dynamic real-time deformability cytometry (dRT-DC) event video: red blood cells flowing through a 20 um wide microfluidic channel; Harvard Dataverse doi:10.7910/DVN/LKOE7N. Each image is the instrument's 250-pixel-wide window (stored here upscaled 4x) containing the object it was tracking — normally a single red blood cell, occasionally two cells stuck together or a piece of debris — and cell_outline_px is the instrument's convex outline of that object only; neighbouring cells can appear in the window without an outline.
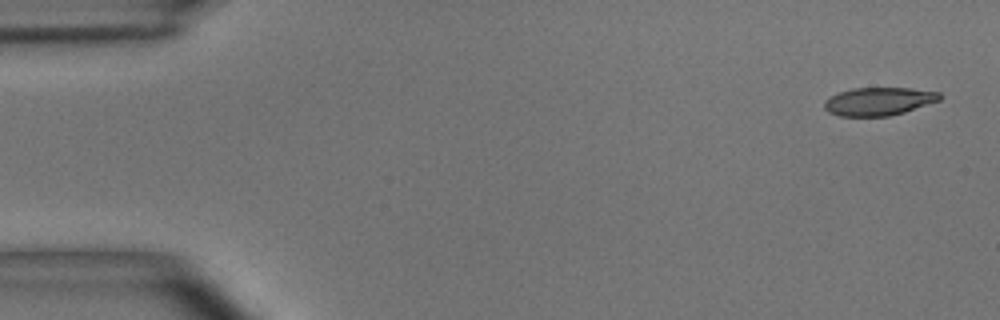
{"species": "common noctule bat (a hibernating species)", "species_latin": "Nyctalus noctula", "temperature_condition": "room temperature", "stored_images_in_passage": 5, "segment_of_instrument_passage": [1, 2], "camera_frame_rate_fps": 3000, "um_per_image_px": 0.085, "animal": {"sex": "male", "body_mass_g": 15.6}, "frame": {"image": 1, "passage_image": 1, "time_ms": 0.0, "image_size_px": [1000, 320], "cell_outline_px": [[940, 100], [904, 112], [888, 116], [840, 116], [828, 112], [824, 108], [824, 100], [840, 92], [852, 88], [908, 88], [940, 92]], "centroid_in_image_um": [74.67, 8.62], "position_along_channel_um": 10.3, "area_um2": 18.73}}
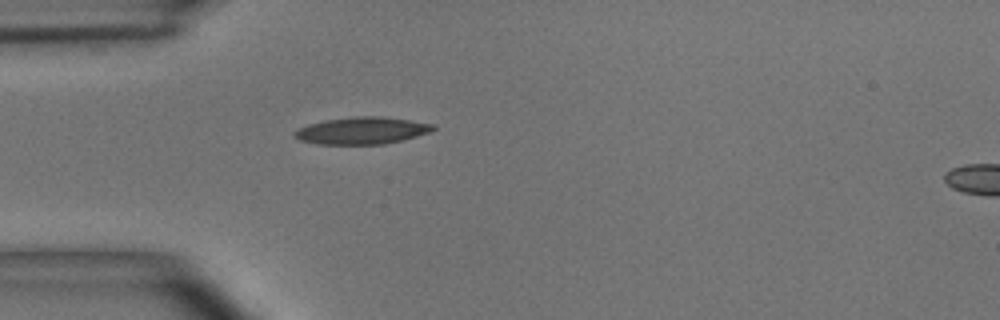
{"frame": {"image": 2, "passage_image": 4, "time_ms": 1.0, "image_size_px": [1000, 320], "cell_outline_px": [[436, 128], [432, 132], [384, 144], [316, 144], [300, 140], [292, 136], [292, 132], [296, 128], [308, 124], [324, 120], [356, 116], [380, 116], [436, 124]], "centroid_in_image_um": [30.73, 11.1], "position_along_channel_um": 54.3, "area_um2": 22.02}}